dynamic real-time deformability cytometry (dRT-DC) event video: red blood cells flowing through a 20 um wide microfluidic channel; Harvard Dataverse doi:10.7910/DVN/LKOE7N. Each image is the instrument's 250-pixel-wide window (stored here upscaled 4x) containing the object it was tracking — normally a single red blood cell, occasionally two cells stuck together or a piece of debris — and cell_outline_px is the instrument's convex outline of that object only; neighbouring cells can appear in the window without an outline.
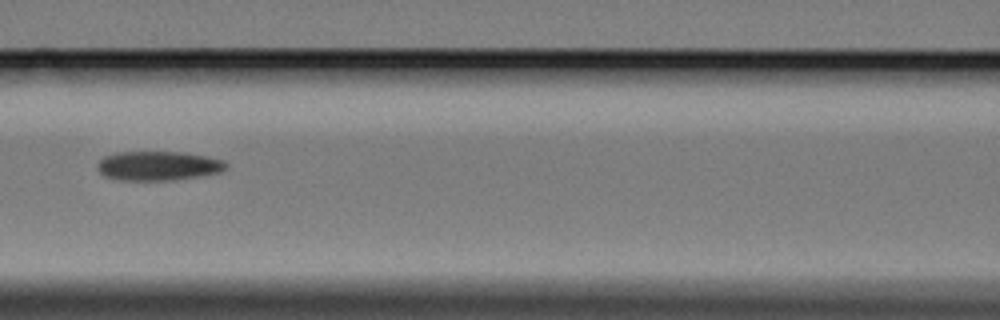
{"species": "Egyptian fruit bat (a non-hibernating species)", "species_latin": "Rousettus aegyptiacus", "temperature_condition": "cold", "stored_images_in_passage": 9, "camera_frame_rate_fps": 3000, "um_per_image_px": 0.085, "animal": {"sex": "female"}, "frame": {"image": 1, "passage_image": 6, "time_ms": 6.0, "image_size_px": [1000, 320], "cell_outline_px": [[228, 168], [220, 172], [172, 180], [120, 180], [104, 176], [96, 168], [96, 164], [104, 156], [116, 152], [184, 152], [208, 156], [224, 160], [228, 164]], "centroid_in_image_um": [13.44, 14.08], "position_along_channel_um": 153.2, "area_um2": 22.08}}
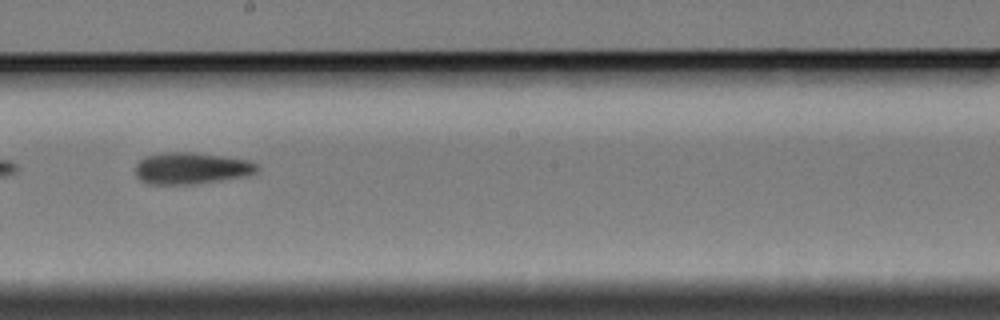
{"frame": {"image": 2, "passage_image": 8, "time_ms": 8.333, "image_size_px": [1000, 320], "cell_outline_px": [[260, 168], [256, 172], [244, 176], [196, 184], [148, 184], [140, 180], [136, 176], [136, 164], [144, 156], [160, 152], [192, 152], [224, 156], [248, 160], [256, 164]], "centroid_in_image_um": [16.23, 14.29], "position_along_channel_um": 232.0, "area_um2": 22.54}}
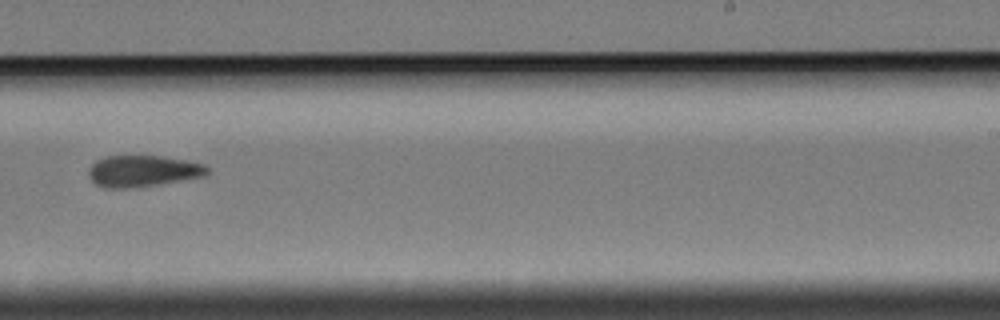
{"frame": {"image": 3, "passage_image": 9, "time_ms": 9.667, "image_size_px": [1000, 320], "cell_outline_px": [[208, 176], [136, 188], [104, 188], [96, 184], [88, 176], [88, 172], [92, 164], [96, 160], [108, 156], [160, 156], [188, 160], [204, 164], [208, 168]], "centroid_in_image_um": [12.17, 14.55], "position_along_channel_um": 276.8, "area_um2": 21.96}}